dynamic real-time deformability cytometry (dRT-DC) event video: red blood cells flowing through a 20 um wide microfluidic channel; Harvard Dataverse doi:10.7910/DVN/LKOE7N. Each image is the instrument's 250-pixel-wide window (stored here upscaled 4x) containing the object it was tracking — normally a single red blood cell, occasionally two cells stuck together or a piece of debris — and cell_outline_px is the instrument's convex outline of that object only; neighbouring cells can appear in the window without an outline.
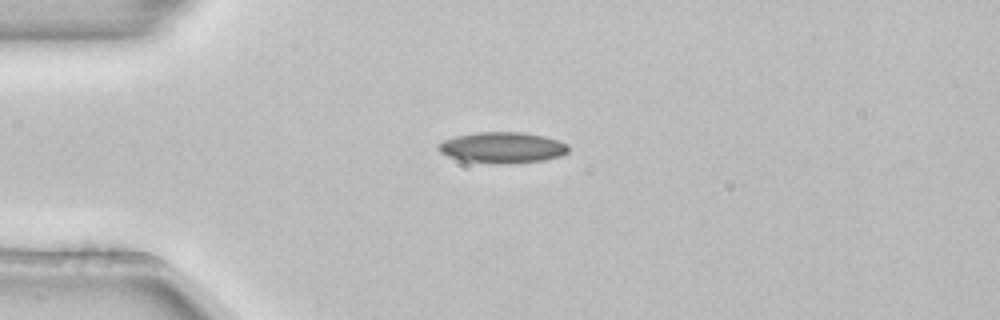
{"species": "common noctule bat (a hibernating species)", "species_latin": "Nyctalus noctula", "temperature_condition": "room temperature", "stored_images_in_passage": 2, "camera_frame_rate_fps": 3000, "um_per_image_px": 0.085, "animal": {"sex": "female", "body_mass_g": 22.7, "forearm_length_mm": 54.2}, "frame": {"image": 1, "passage_image": 1, "time_ms": 0.0, "image_size_px": [1000, 320], "cell_outline_px": [[568, 152], [560, 156], [544, 160], [508, 164], [464, 160], [448, 156], [440, 152], [436, 148], [444, 140], [456, 136], [476, 132], [520, 132], [544, 136], [560, 140], [568, 144]], "centroid_in_image_um": [42.74, 12.53], "position_along_channel_um": 42.3, "area_um2": 23.29}}